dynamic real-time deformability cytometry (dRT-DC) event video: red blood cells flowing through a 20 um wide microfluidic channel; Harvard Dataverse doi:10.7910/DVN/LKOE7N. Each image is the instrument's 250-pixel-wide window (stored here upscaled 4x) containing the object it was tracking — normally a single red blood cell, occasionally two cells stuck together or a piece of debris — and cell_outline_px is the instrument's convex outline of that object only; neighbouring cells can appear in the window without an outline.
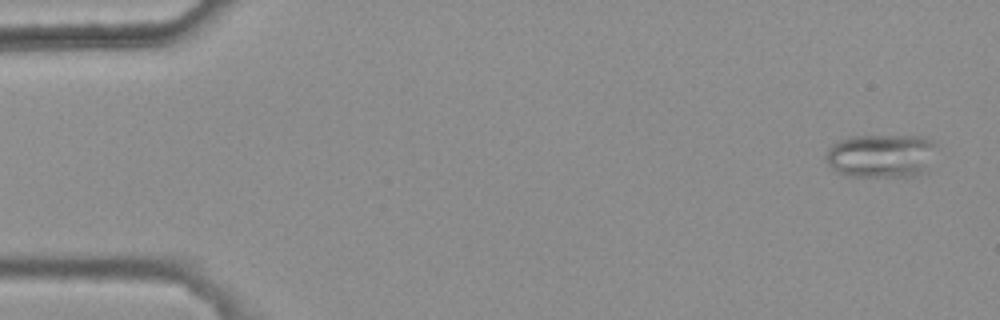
{"species": "common noctule bat (a hibernating species)", "species_latin": "Nyctalus noctula", "temperature_condition": "warm", "stored_images_in_passage": 7, "camera_frame_rate_fps": 3000, "um_per_image_px": 0.085, "animal": {"sex": "female", "body_mass_g": 25.1}, "frame": {"image": 1, "passage_image": 1, "time_ms": 0.0, "image_size_px": [1000, 320], "cell_outline_px": [[936, 144], [928, 172], [916, 176], [848, 176], [836, 172], [828, 164], [828, 148], [832, 144], [848, 136], [924, 136], [932, 140]], "centroid_in_image_um": [74.94, 13.24], "position_along_channel_um": 10.1, "area_um2": 28.32}}
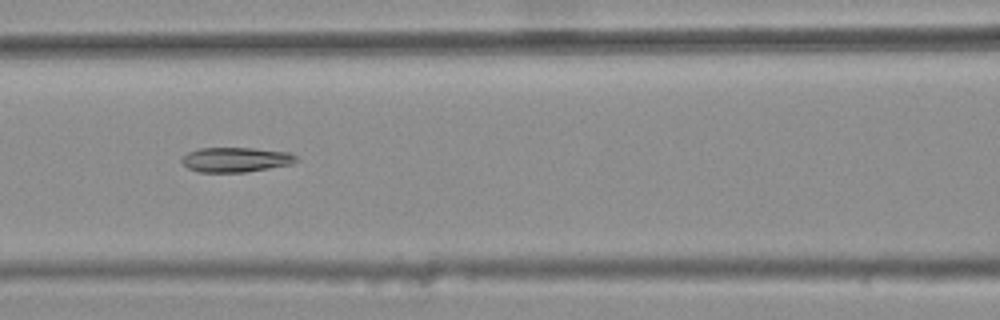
{"frame": {"image": 2, "passage_image": 7, "time_ms": 2.0, "image_size_px": [1000, 320], "cell_outline_px": [[300, 160], [292, 164], [244, 172], [196, 172], [188, 168], [180, 160], [188, 152], [200, 148], [256, 148], [288, 152], [296, 156]], "centroid_in_image_um": [20.05, 13.57], "position_along_channel_um": 146.6, "area_um2": 16.53}}